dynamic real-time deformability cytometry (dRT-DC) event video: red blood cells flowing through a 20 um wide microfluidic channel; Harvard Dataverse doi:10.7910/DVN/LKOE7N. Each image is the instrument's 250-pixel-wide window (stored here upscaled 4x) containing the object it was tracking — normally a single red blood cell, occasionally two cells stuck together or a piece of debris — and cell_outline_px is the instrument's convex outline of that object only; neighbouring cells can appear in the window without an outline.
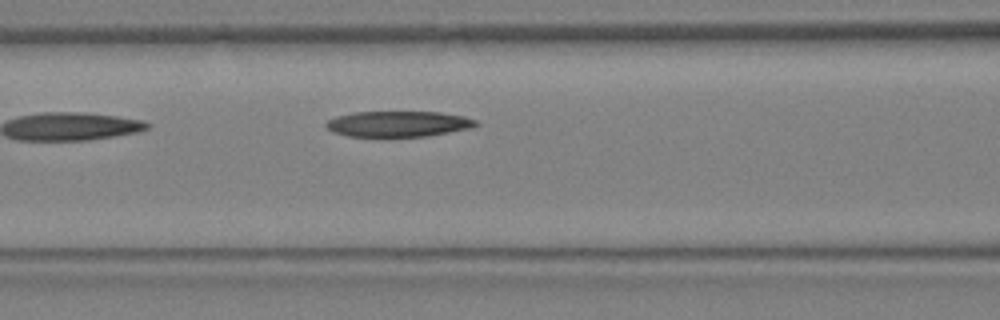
{"species": "Egyptian fruit bat (a non-hibernating species)", "species_latin": "Rousettus aegyptiacus", "temperature_condition": "warm", "stored_images_in_passage": 9, "camera_frame_rate_fps": 3000, "um_per_image_px": 0.085, "animal": {"sex": "female"}, "frame": {"image": 1, "passage_image": 9, "time_ms": 2.667, "image_size_px": [1000, 320], "cell_outline_px": [[480, 124], [472, 128], [428, 136], [348, 136], [332, 132], [324, 124], [328, 120], [336, 116], [356, 112], [440, 112], [464, 116], [476, 120]], "centroid_in_image_um": [33.88, 10.53], "position_along_channel_um": 132.7, "area_um2": 22.43}}